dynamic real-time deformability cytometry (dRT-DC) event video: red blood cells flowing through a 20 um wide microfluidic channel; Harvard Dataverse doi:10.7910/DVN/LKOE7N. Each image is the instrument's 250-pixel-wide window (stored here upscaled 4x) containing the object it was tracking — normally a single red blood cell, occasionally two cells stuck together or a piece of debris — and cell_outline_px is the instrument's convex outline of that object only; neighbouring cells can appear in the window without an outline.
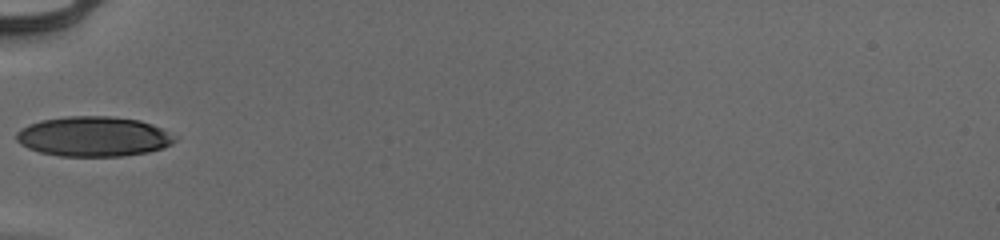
{"species": "human", "species_latin": "Homo sapiens", "temperature_condition": "cold", "stored_images_in_passage": 6, "camera_frame_rate_fps": 3000, "um_per_image_px": 0.085, "donor": {"sex": "male"}, "frame": {"image": 1, "passage_image": 1, "time_ms": 0.0, "image_size_px": [1000, 240], "cell_outline_px": [[176, 140], [172, 144], [164, 148], [148, 152], [124, 156], [60, 156], [40, 152], [28, 148], [20, 144], [16, 140], [16, 132], [20, 128], [28, 124], [40, 120], [64, 116], [112, 116], [140, 120], [152, 124], [176, 136]], "centroid_in_image_um": [7.94, 11.6], "position_along_channel_um": 77.1, "area_um2": 37.22}}